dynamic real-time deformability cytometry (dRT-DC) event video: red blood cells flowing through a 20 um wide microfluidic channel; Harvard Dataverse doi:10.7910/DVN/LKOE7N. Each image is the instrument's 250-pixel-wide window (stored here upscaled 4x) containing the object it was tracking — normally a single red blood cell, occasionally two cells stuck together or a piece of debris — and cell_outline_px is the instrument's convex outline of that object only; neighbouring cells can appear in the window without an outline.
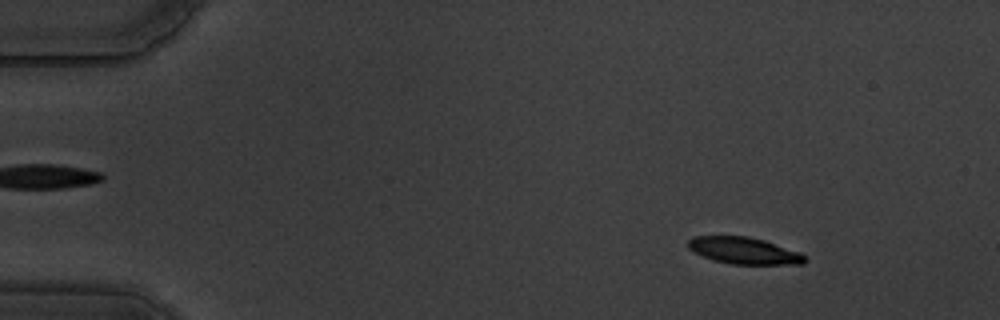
{"species": "common noctule bat (a hibernating species)", "species_latin": "Nyctalus noctula", "temperature_condition": "warm", "stored_images_in_passage": 58, "camera_frame_rate_fps": 3000, "um_per_image_px": 0.085, "animal": {"sex": "male", "body_mass_g": 19.5, "forearm_length_mm": 54.6}, "frame": {"image": 1, "passage_image": 7, "time_ms": 2.0, "image_size_px": [1000, 320], "cell_outline_px": [[808, 260], [804, 264], [732, 264], [712, 260], [688, 248], [688, 240], [692, 236], [748, 236], [764, 240], [800, 252]], "centroid_in_image_um": [63.25, 21.3], "position_along_channel_um": 21.7, "area_um2": 18.15}}
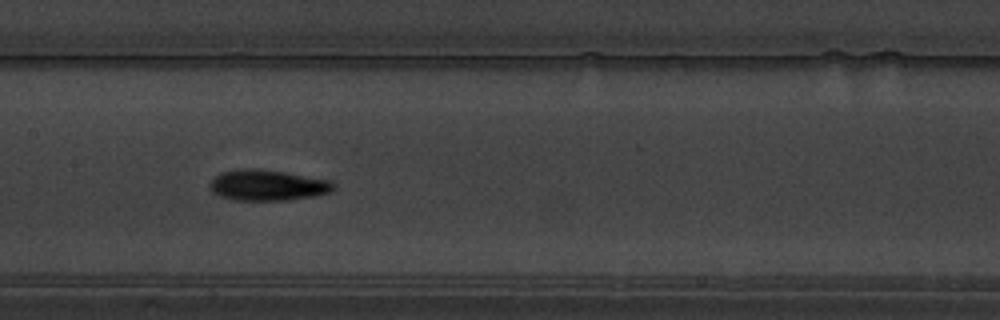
{"frame": {"image": 2, "passage_image": 29, "time_ms": 9.333, "image_size_px": [1000, 320], "cell_outline_px": [[336, 188], [328, 192], [312, 196], [288, 200], [236, 200], [220, 196], [212, 192], [208, 184], [220, 172], [244, 168], [256, 168], [284, 172], [332, 180], [336, 184]], "centroid_in_image_um": [22.74, 15.73], "position_along_channel_um": 184.7, "area_um2": 22.25}}
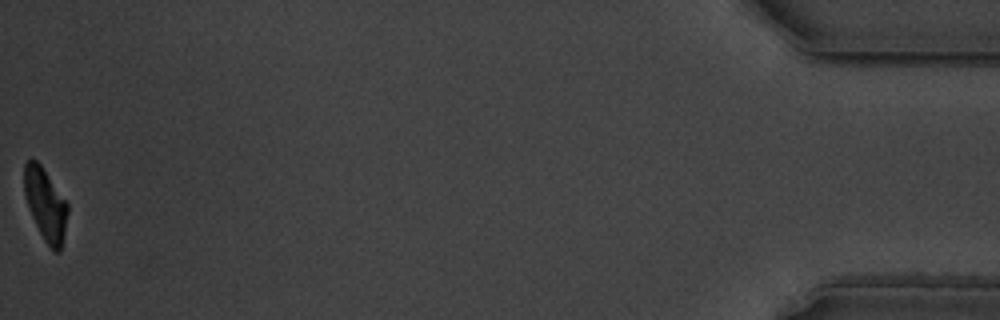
{"frame": {"image": 3, "passage_image": 58, "time_ms": 19.0, "image_size_px": [1000, 320], "cell_outline_px": [[68, 212], [64, 236], [60, 252], [56, 252], [44, 240], [32, 216], [24, 192], [24, 164], [28, 160], [36, 160], [40, 164], [68, 204]], "centroid_in_image_um": [3.87, 17.38], "position_along_channel_um": 431.3, "area_um2": 17.86}, "authors_computed_cell_mechanics": {"area_um2": 20.3456, "velocity_mm_per_s": 3.5089, "shape_relaxation_time_tau1_ms": 3.5648, "shape_relaxation_time_tau2_ms": 3.3768, "deformation_change_tau1": 0.1628, "deformation_change_tau2": 0.0869}}